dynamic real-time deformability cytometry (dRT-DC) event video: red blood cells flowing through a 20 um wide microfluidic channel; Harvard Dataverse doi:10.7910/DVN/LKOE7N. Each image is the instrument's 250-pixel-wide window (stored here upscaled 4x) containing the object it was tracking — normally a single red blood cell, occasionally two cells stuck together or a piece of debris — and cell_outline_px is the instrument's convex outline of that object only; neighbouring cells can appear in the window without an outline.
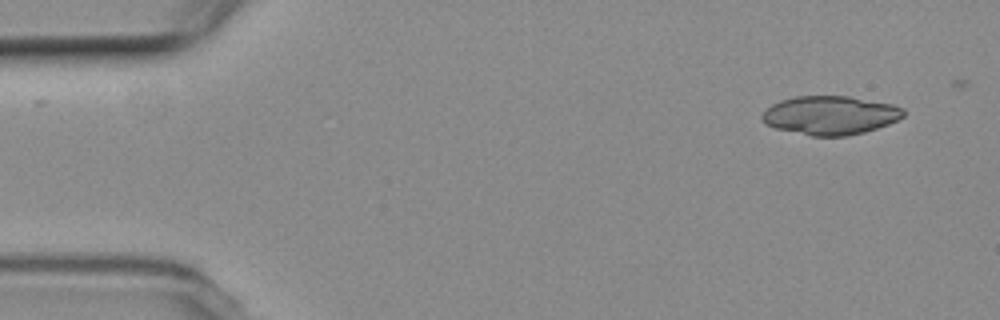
{"species": "common noctule bat (a hibernating species)", "species_latin": "Nyctalus noctula", "temperature_condition": "room temperature", "stored_images_in_passage": 2, "camera_frame_rate_fps": 3000, "um_per_image_px": 0.085, "animal": {"sex": "female", "body_mass_g": 19.3, "forearm_length_mm": 54.1}, "frame": {"image": 1, "passage_image": 1, "time_ms": 0.0, "image_size_px": [1000, 320], "cell_outline_px": [[904, 116], [888, 124], [864, 132], [848, 136], [812, 136], [776, 128], [764, 124], [760, 116], [772, 104], [780, 100], [796, 96], [848, 96], [892, 104], [904, 108]], "centroid_in_image_um": [70.56, 9.8], "position_along_channel_um": 14.4, "area_um2": 31.85}}